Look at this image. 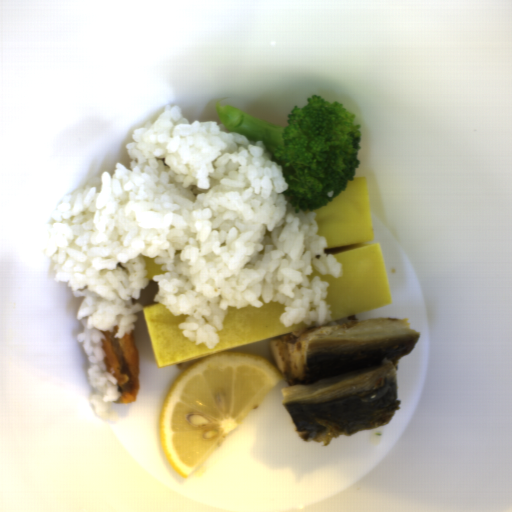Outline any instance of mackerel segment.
<instances>
[{
  "mask_svg": "<svg viewBox=\"0 0 512 512\" xmlns=\"http://www.w3.org/2000/svg\"><path fill=\"white\" fill-rule=\"evenodd\" d=\"M420 336L409 319L376 316L270 340V360L284 381L281 404L297 435L328 446L391 423L401 406L399 360Z\"/></svg>",
  "mask_w": 512,
  "mask_h": 512,
  "instance_id": "mackerel-segment-1",
  "label": "mackerel segment"
}]
</instances>
